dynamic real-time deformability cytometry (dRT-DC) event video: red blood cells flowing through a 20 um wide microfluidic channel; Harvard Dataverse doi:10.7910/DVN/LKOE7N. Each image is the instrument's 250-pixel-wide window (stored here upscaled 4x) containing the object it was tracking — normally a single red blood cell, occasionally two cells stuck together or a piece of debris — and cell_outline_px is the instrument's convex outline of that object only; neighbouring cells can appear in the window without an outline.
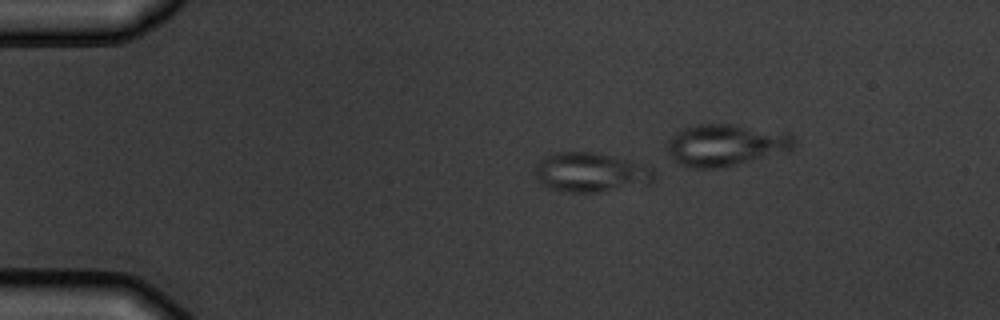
{"species": "common noctule bat (a hibernating species)", "species_latin": "Nyctalus noctula", "temperature_condition": "warm", "stored_images_in_passage": 6, "camera_frame_rate_fps": 3000, "um_per_image_px": 0.085, "animal": {"sex": "male", "body_mass_g": 19.5, "forearm_length_mm": 54.6}, "frame": {"image": 1, "passage_image": 2, "time_ms": 1.333, "image_size_px": [1000, 320], "cell_outline_px": [[656, 180], [652, 184], [600, 192], [564, 192], [540, 184], [532, 172], [536, 164], [544, 156], [552, 152], [596, 152], [644, 164], [652, 168], [656, 172]], "centroid_in_image_um": [50.23, 14.66], "position_along_channel_um": 34.8, "area_um2": 28.09}}